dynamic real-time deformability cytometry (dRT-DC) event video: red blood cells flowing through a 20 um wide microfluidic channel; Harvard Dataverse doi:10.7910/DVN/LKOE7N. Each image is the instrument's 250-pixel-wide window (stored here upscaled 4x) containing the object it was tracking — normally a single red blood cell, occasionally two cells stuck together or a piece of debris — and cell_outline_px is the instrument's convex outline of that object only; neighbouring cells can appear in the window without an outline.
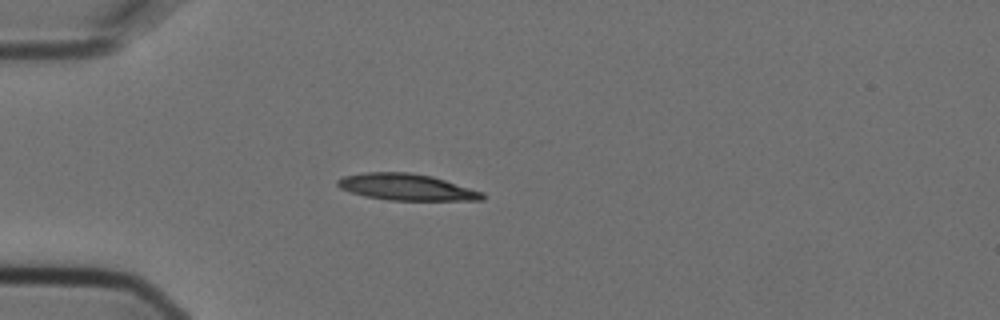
{"species": "Egyptian fruit bat (a non-hibernating species)", "species_latin": "Rousettus aegyptiacus", "temperature_condition": "cold", "stored_images_in_passage": 4, "camera_frame_rate_fps": 3000, "um_per_image_px": 0.085, "animal": {"sex": "female"}, "frame": {"image": 1, "passage_image": 4, "time_ms": 1.0, "image_size_px": [1000, 320], "cell_outline_px": [[484, 200], [388, 200], [364, 196], [340, 188], [336, 184], [336, 180], [344, 176], [364, 172], [408, 172], [432, 176], [484, 192]], "centroid_in_image_um": [34.54, 15.9], "position_along_channel_um": 50.5, "area_um2": 22.31}}